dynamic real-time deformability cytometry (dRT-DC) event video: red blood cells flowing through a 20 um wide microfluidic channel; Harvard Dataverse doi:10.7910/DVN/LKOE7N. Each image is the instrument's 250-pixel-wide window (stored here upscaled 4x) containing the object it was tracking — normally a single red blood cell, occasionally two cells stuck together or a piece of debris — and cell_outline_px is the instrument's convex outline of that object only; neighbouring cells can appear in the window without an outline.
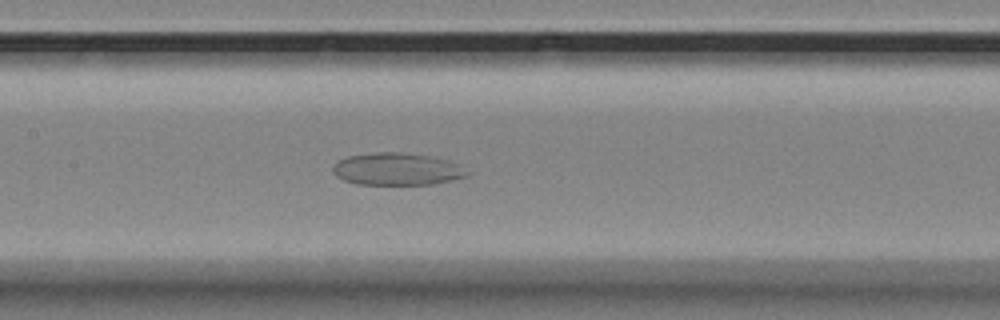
{"species": "Egyptian fruit bat (a non-hibernating species)", "species_latin": "Rousettus aegyptiacus", "temperature_condition": "room temperature", "stored_images_in_passage": 59, "camera_frame_rate_fps": 3000, "um_per_image_px": 0.085, "animal": {"sex": "female"}, "frame": {"image": 1, "passage_image": 28, "time_ms": 9.0, "image_size_px": [1000, 320], "cell_outline_px": [[472, 172], [468, 176], [452, 180], [432, 184], [356, 184], [344, 180], [336, 176], [332, 168], [340, 160], [348, 156], [380, 152], [400, 152], [428, 156], [448, 160], [460, 164]], "centroid_in_image_um": [33.81, 14.38], "position_along_channel_um": 173.6, "area_um2": 25.2}}
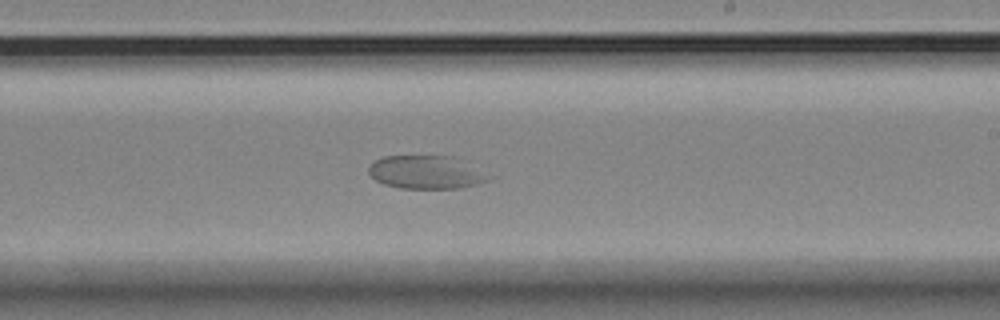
{"frame": {"image": 2, "passage_image": 35, "time_ms": 11.333, "image_size_px": [1000, 320], "cell_outline_px": [[496, 176], [488, 180], [476, 184], [460, 188], [400, 188], [384, 184], [376, 180], [368, 172], [368, 168], [376, 160], [384, 156], [456, 156]], "centroid_in_image_um": [36.31, 14.63], "position_along_channel_um": 252.7, "area_um2": 23.52}}
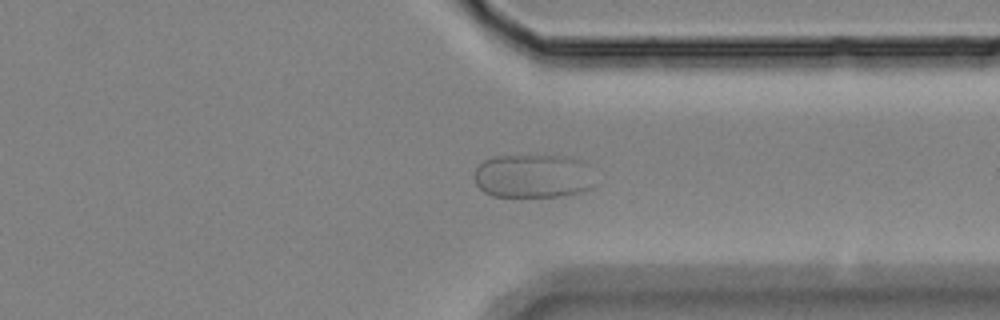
{"frame": {"image": 3, "passage_image": 45, "time_ms": 14.667, "image_size_px": [1000, 320], "cell_outline_px": [[592, 188], [580, 192], [564, 196], [492, 196], [484, 192], [476, 184], [472, 176], [476, 168], [484, 160], [492, 156], [568, 156], [576, 160]], "centroid_in_image_um": [45.1, 14.98], "position_along_channel_um": 366.3, "area_um2": 29.65}}